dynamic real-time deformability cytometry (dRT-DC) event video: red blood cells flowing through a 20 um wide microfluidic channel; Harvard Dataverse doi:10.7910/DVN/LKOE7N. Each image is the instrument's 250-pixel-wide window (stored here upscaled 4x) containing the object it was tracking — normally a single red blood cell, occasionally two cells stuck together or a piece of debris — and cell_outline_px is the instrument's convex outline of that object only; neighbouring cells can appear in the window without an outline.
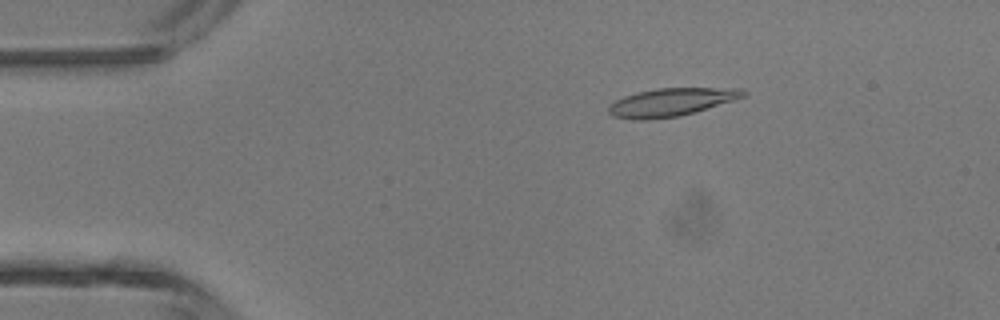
{"species": "common noctule bat (a hibernating species)", "species_latin": "Nyctalus noctula", "temperature_condition": "room temperature", "stored_images_in_passage": 6, "camera_frame_rate_fps": 3000, "um_per_image_px": 0.085, "animal": {"sex": "male", "body_mass_g": 13.3}, "frame": {"image": 1, "passage_image": 3, "time_ms": 0.667, "image_size_px": [1000, 320], "cell_outline_px": [[748, 92], [744, 96], [732, 100], [680, 116], [648, 120], [636, 120], [612, 116], [608, 112], [608, 108], [616, 100], [624, 96], [636, 92], [656, 88], [744, 88]], "centroid_in_image_um": [57.02, 8.68], "position_along_channel_um": 28.0, "area_um2": 21.85}}
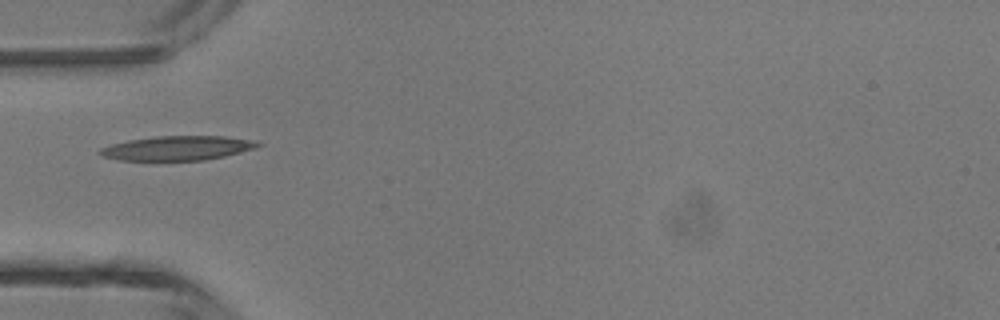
{"frame": {"image": 2, "passage_image": 5, "time_ms": 1.333, "image_size_px": [1000, 320], "cell_outline_px": [[264, 144], [256, 148], [224, 156], [204, 160], [120, 160], [104, 156], [96, 152], [100, 148], [112, 144], [128, 140], [156, 136], [224, 136], [256, 140]], "centroid_in_image_um": [15.12, 12.58], "position_along_channel_um": 69.9, "area_um2": 22.43}}
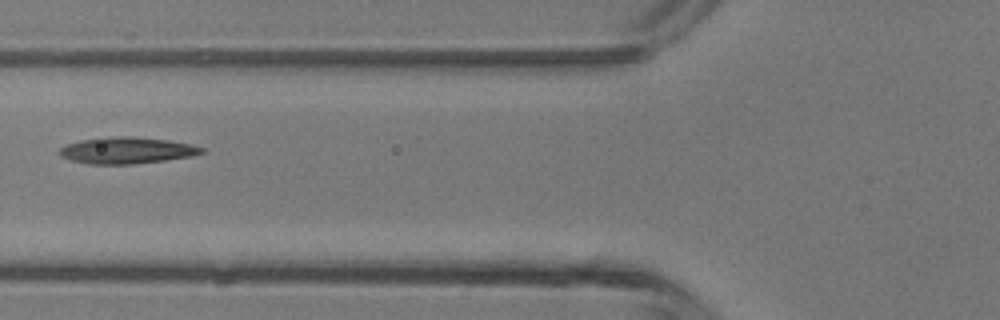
{"frame": {"image": 3, "passage_image": 6, "time_ms": 1.667, "image_size_px": [1000, 320], "cell_outline_px": [[208, 152], [192, 156], [164, 160], [132, 164], [88, 164], [72, 160], [60, 156], [60, 148], [68, 144], [80, 140], [120, 136], [132, 136], [168, 140], [188, 144], [204, 148]], "centroid_in_image_um": [10.81, 12.79], "position_along_channel_um": 115.0, "area_um2": 21.73}}